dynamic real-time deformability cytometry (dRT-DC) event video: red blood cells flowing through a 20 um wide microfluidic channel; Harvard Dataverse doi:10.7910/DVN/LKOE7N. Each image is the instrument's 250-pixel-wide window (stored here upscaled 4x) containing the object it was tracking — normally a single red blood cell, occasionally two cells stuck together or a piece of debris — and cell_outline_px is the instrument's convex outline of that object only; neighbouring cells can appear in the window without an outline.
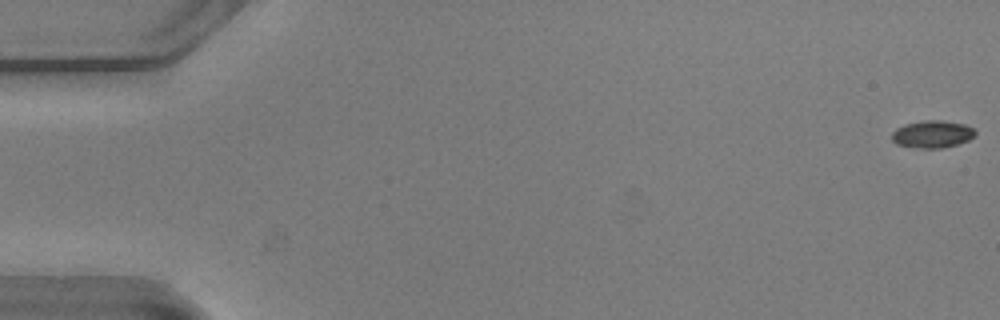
{"species": "common noctule bat (a hibernating species)", "species_latin": "Nyctalus noctula", "temperature_condition": "warm", "stored_images_in_passage": 54, "camera_frame_rate_fps": 3000, "um_per_image_px": 0.085, "animal": {"sex": "male", "body_mass_g": 20.5, "forearm_length_mm": 52.5}, "frame": {"image": 1, "passage_image": 1, "time_ms": 0.0, "image_size_px": [1000, 320], "cell_outline_px": [[976, 136], [968, 140], [956, 144], [940, 148], [920, 148], [896, 144], [892, 140], [892, 132], [896, 128], [904, 124], [924, 120], [940, 120], [964, 124], [972, 128], [976, 132]], "centroid_in_image_um": [79.23, 11.39], "position_along_channel_um": 5.8, "area_um2": 13.24}}
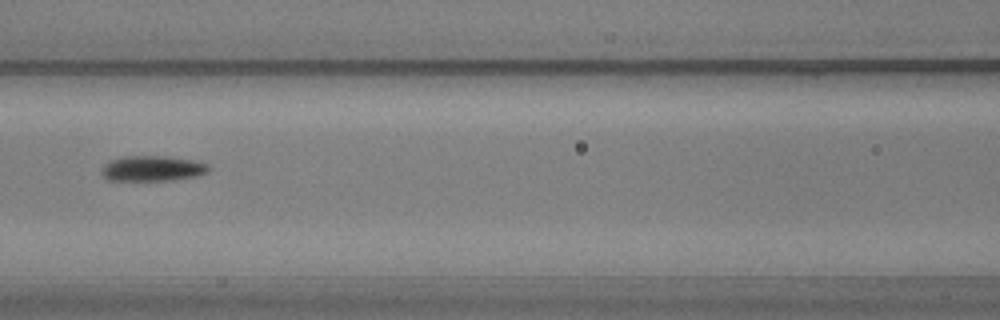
{"frame": {"image": 2, "passage_image": 25, "time_ms": 8.0, "image_size_px": [1000, 320], "cell_outline_px": [[208, 172], [196, 176], [172, 180], [108, 180], [100, 172], [100, 168], [108, 160], [124, 156], [164, 156], [192, 160], [208, 164]], "centroid_in_image_um": [12.89, 14.31], "position_along_channel_um": 153.7, "area_um2": 15.84}}
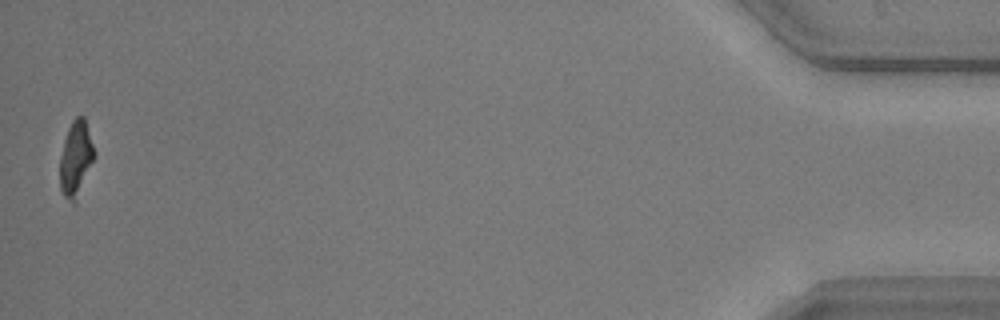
{"frame": {"image": 3, "passage_image": 54, "time_ms": 17.667, "image_size_px": [1000, 320], "cell_outline_px": [[96, 156], [76, 204], [72, 204], [64, 196], [60, 188], [60, 160], [64, 140], [68, 128], [72, 120], [76, 116], [84, 116], [96, 152]], "centroid_in_image_um": [6.47, 13.52], "position_along_channel_um": 428.7, "area_um2": 15.49}, "authors_computed_cell_mechanics": {"area_um2": 15.0569, "velocity_mm_per_s": 3.7959, "shape_relaxation_time_tau1_ms": 4.0182, "shape_relaxation_time_tau2_ms": 8.6479, "deformation_change_tau1": 0.1466, "deformation_change_tau2": 0.1386}}